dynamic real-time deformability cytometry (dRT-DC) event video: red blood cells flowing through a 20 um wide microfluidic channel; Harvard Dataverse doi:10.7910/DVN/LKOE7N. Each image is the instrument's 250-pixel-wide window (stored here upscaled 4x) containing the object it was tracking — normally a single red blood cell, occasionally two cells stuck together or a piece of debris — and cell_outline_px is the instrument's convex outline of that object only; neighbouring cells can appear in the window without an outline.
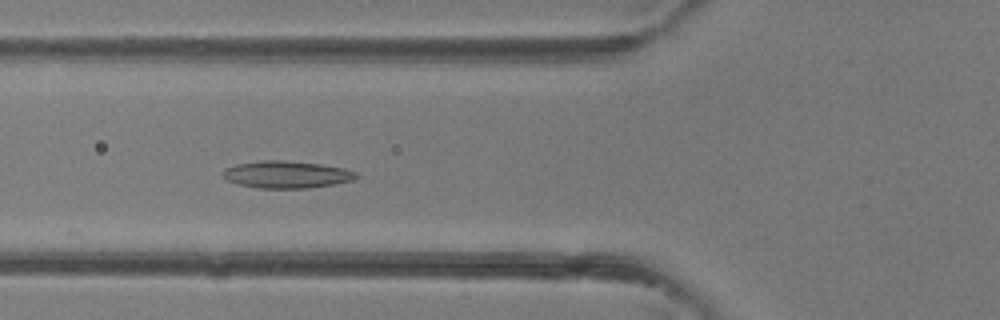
{"species": "common noctule bat (a hibernating species)", "species_latin": "Nyctalus noctula", "temperature_condition": "room temperature", "stored_images_in_passage": 41, "camera_frame_rate_fps": 3000, "um_per_image_px": 0.085, "animal": {"sex": "female"}, "frame": {"image": 1, "passage_image": 15, "time_ms": 4.667, "image_size_px": [1000, 320], "cell_outline_px": [[360, 176], [352, 180], [336, 184], [308, 188], [260, 188], [240, 184], [228, 180], [220, 172], [224, 168], [236, 164], [260, 160], [284, 160], [320, 164], [344, 168], [356, 172]], "centroid_in_image_um": [24.37, 14.82], "position_along_channel_um": 101.4, "area_um2": 21.15}}
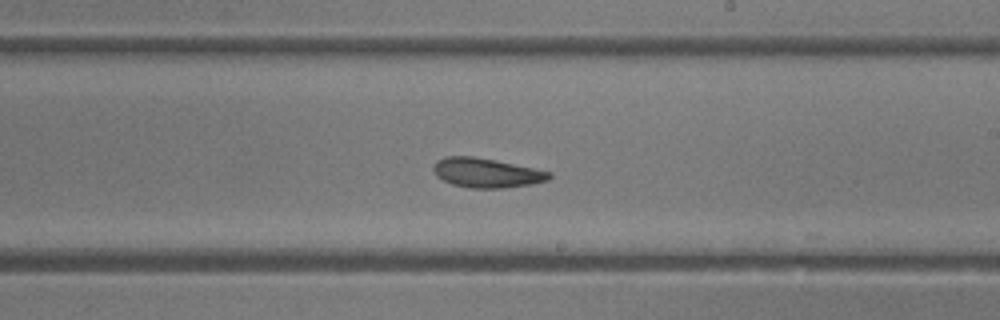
{"frame": {"image": 2, "passage_image": 24, "time_ms": 7.667, "image_size_px": [1000, 320], "cell_outline_px": [[552, 176], [548, 180], [532, 184], [504, 188], [468, 188], [452, 184], [436, 176], [432, 168], [436, 160], [444, 156], [472, 156], [496, 160], [552, 172]], "centroid_in_image_um": [41.34, 14.69], "position_along_channel_um": 247.7, "area_um2": 20.0}}
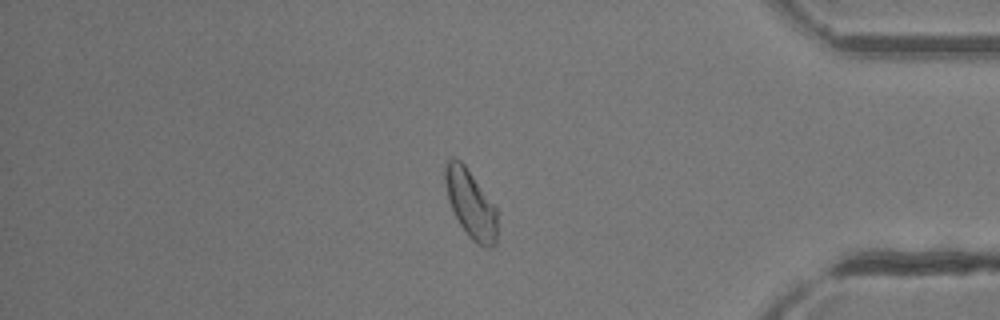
{"frame": {"image": 3, "passage_image": 35, "time_ms": 11.333, "image_size_px": [1000, 320], "cell_outline_px": [[496, 244], [492, 248], [484, 248], [476, 244], [468, 236], [460, 224], [452, 208], [444, 184], [444, 168], [448, 160], [452, 156], [460, 160], [464, 164], [496, 208]], "centroid_in_image_um": [39.99, 17.35], "position_along_channel_um": 395.2, "area_um2": 20.52}}